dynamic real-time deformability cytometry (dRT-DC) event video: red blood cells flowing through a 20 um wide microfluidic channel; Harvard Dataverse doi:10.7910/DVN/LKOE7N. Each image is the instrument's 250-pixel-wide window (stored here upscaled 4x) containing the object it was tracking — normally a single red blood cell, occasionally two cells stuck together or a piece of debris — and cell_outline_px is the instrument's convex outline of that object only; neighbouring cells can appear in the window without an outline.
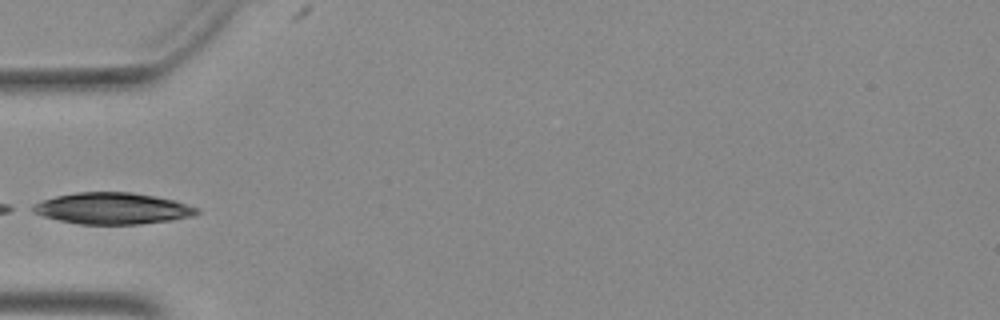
{"species": "Egyptian fruit bat (a non-hibernating species)", "species_latin": "Rousettus aegyptiacus", "temperature_condition": "warm", "stored_images_in_passage": 21, "camera_frame_rate_fps": 3000, "um_per_image_px": 0.085, "animal": {"sex": "female"}, "frame": {"image": 1, "passage_image": 1, "time_ms": 0.0, "image_size_px": [1000, 320], "cell_outline_px": [[200, 212], [192, 216], [172, 220], [140, 224], [80, 224], [60, 220], [44, 216], [32, 212], [24, 208], [32, 204], [56, 196], [76, 192], [132, 192], [156, 196], [172, 200], [200, 208]], "centroid_in_image_um": [9.52, 17.71], "position_along_channel_um": 75.5, "area_um2": 30.17}}
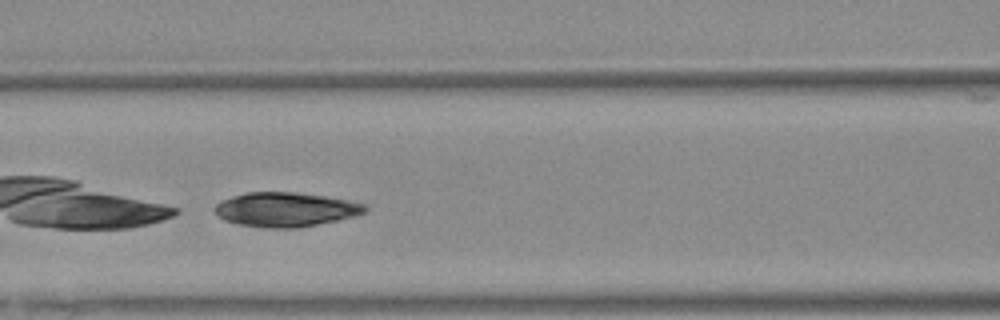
{"frame": {"image": 2, "passage_image": 6, "time_ms": 1.667, "image_size_px": [1000, 320], "cell_outline_px": [[368, 212], [356, 216], [340, 220], [296, 228], [268, 228], [240, 224], [224, 220], [216, 216], [216, 204], [232, 196], [248, 192], [296, 192], [324, 196], [364, 204], [368, 208]], "centroid_in_image_um": [24.3, 17.81], "position_along_channel_um": 142.3, "area_um2": 29.94}}